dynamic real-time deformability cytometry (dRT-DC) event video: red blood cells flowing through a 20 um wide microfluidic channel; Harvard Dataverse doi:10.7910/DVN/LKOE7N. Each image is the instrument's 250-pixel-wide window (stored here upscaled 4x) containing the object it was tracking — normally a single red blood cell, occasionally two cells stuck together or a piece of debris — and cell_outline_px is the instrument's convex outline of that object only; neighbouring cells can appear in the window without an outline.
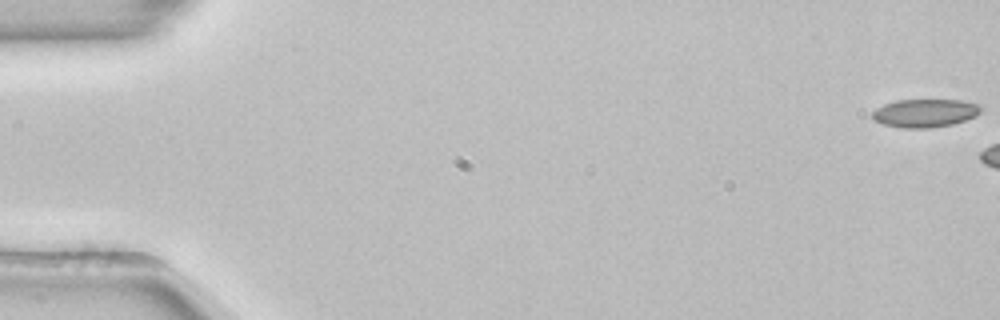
{"species": "common noctule bat (a hibernating species)", "species_latin": "Nyctalus noctula", "temperature_condition": "room temperature", "stored_images_in_passage": 7, "camera_frame_rate_fps": 3000, "um_per_image_px": 0.085, "animal": {"sex": "female", "body_mass_g": 22.7, "forearm_length_mm": 54.2}, "frame": {"image": 1, "passage_image": 1, "time_ms": 0.0, "image_size_px": [1000, 320], "cell_outline_px": [[984, 108], [976, 116], [952, 124], [928, 128], [900, 128], [884, 124], [876, 120], [872, 116], [872, 112], [876, 108], [884, 104], [896, 100], [960, 100], [976, 104]], "centroid_in_image_um": [78.62, 9.61], "position_along_channel_um": 6.4, "area_um2": 17.74}}